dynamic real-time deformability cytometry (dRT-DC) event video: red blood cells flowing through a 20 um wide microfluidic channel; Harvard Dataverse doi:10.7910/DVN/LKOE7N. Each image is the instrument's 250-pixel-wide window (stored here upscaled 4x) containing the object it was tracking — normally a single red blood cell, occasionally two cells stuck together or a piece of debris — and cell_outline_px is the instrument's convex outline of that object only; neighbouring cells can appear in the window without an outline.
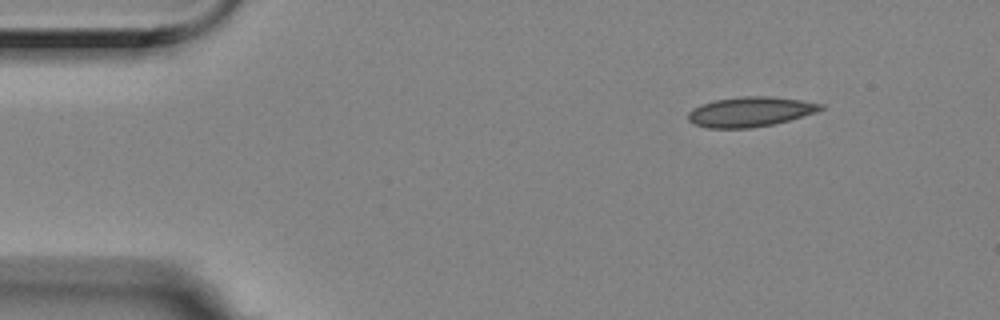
{"species": "Egyptian fruit bat (a non-hibernating species)", "species_latin": "Rousettus aegyptiacus", "temperature_condition": "room temperature", "stored_images_in_passage": 5, "camera_frame_rate_fps": 3000, "um_per_image_px": 0.085, "animal": {"sex": "female"}, "frame": {"image": 1, "passage_image": 1, "time_ms": 0.0, "image_size_px": [1000, 320], "cell_outline_px": [[824, 108], [816, 112], [788, 120], [772, 124], [752, 128], [708, 128], [692, 124], [688, 120], [688, 112], [692, 108], [700, 104], [716, 100], [744, 96], [768, 96], [800, 100], [824, 104]], "centroid_in_image_um": [63.73, 9.5], "position_along_channel_um": 21.3, "area_um2": 23.0}}
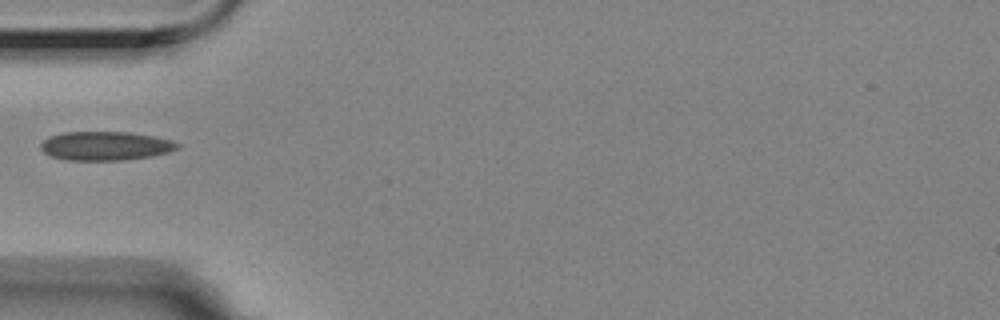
{"frame": {"image": 2, "passage_image": 4, "time_ms": 1.0, "image_size_px": [1000, 320], "cell_outline_px": [[180, 148], [168, 152], [148, 156], [124, 160], [64, 160], [52, 156], [44, 152], [40, 148], [40, 144], [48, 136], [60, 132], [128, 132], [152, 136], [168, 140], [180, 144]], "centroid_in_image_um": [8.9, 12.4], "position_along_channel_um": 76.1, "area_um2": 22.89}}
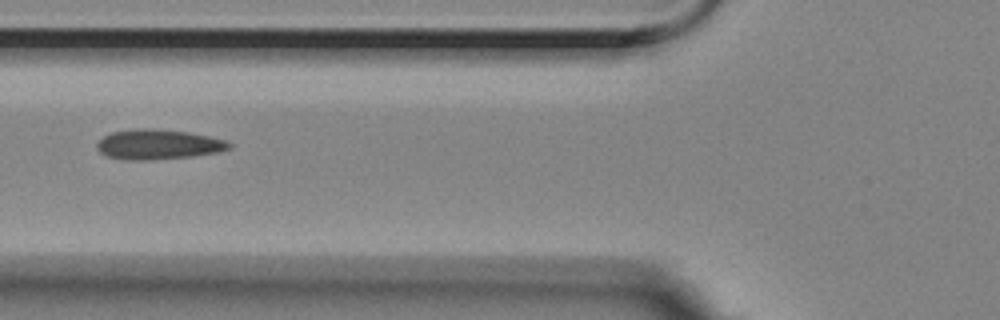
{"frame": {"image": 3, "passage_image": 5, "time_ms": 1.333, "image_size_px": [1000, 320], "cell_outline_px": [[232, 148], [216, 152], [192, 156], [148, 160], [128, 160], [108, 156], [100, 152], [96, 148], [96, 144], [104, 136], [112, 132], [144, 128], [148, 128], [188, 132], [208, 136], [224, 140], [232, 144]], "centroid_in_image_um": [13.44, 12.28], "position_along_channel_um": 112.4, "area_um2": 22.77}}